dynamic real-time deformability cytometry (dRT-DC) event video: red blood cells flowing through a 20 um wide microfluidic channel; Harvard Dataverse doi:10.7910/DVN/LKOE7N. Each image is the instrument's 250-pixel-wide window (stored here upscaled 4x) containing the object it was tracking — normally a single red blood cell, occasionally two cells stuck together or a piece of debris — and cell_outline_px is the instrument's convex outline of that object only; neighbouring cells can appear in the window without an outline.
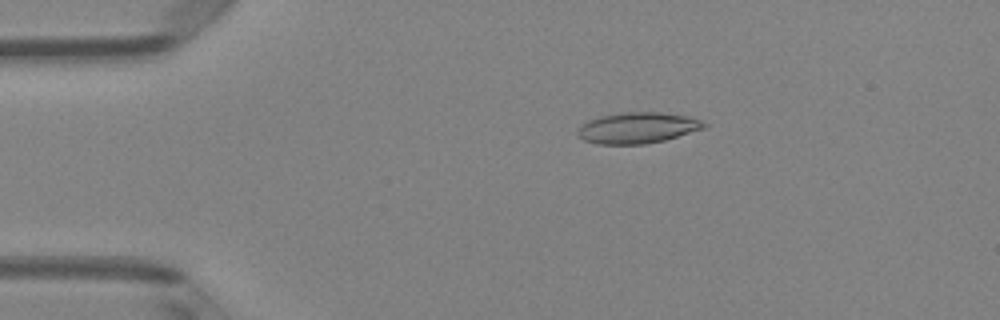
{"species": "Egyptian fruit bat (a non-hibernating species)", "species_latin": "Rousettus aegyptiacus", "temperature_condition": "room temperature", "stored_images_in_passage": 50, "camera_frame_rate_fps": 3000, "um_per_image_px": 0.085, "animal": {"sex": "female"}, "frame": {"image": 1, "passage_image": 10, "time_ms": 3.0, "image_size_px": [1000, 320], "cell_outline_px": [[708, 124], [704, 128], [664, 140], [644, 144], [596, 144], [584, 140], [576, 132], [588, 120], [600, 116], [620, 112], [660, 112], [688, 116], [700, 120]], "centroid_in_image_um": [54.19, 10.86], "position_along_channel_um": 30.8, "area_um2": 22.66}}
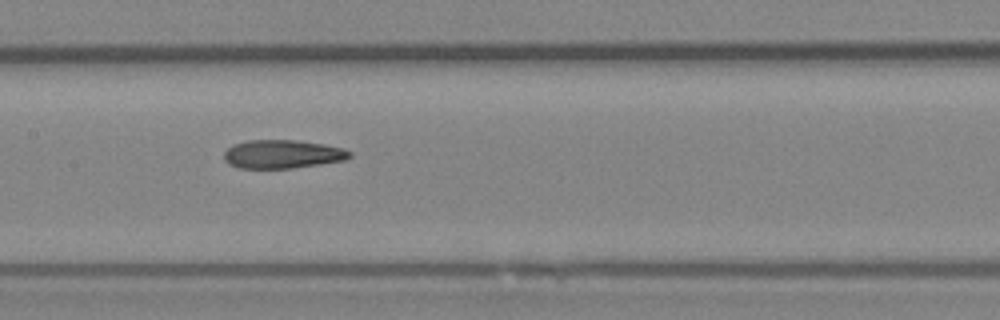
{"frame": {"image": 2, "passage_image": 25, "time_ms": 8.0, "image_size_px": [1000, 320], "cell_outline_px": [[352, 156], [344, 160], [320, 164], [292, 168], [240, 168], [228, 164], [224, 160], [224, 152], [232, 144], [248, 140], [296, 140], [324, 144], [344, 148], [352, 152]], "centroid_in_image_um": [24.0, 13.1], "position_along_channel_um": 183.4, "area_um2": 20.98}}
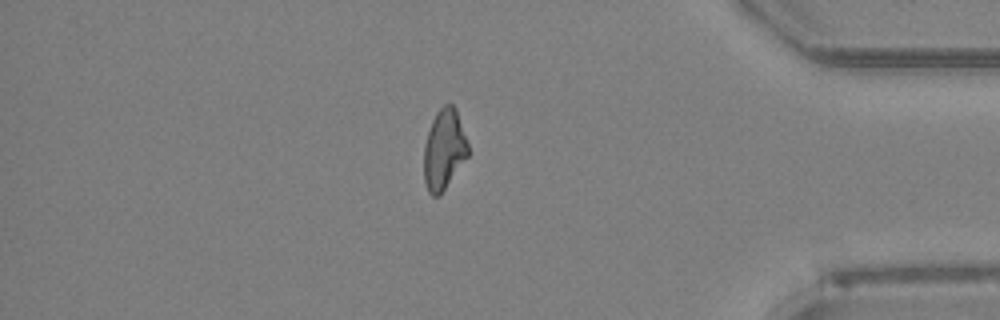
{"frame": {"image": 3, "passage_image": 43, "time_ms": 14.0, "image_size_px": [1000, 320], "cell_outline_px": [[468, 156], [440, 196], [432, 196], [428, 192], [424, 180], [424, 144], [432, 120], [436, 112], [444, 104], [452, 104], [456, 108], [468, 144]], "centroid_in_image_um": [37.74, 12.72], "position_along_channel_um": 397.5, "area_um2": 20.69}, "authors_computed_cell_mechanics": {"area_um2": 21.6461, "velocity_mm_per_s": 4.094, "shape_relaxation_time_tau1_ms": 9.4681, "shape_relaxation_time_tau2_ms": 2.6222, "deformation_change_tau1": 0.2441, "deformation_change_tau2": 0.1193}}